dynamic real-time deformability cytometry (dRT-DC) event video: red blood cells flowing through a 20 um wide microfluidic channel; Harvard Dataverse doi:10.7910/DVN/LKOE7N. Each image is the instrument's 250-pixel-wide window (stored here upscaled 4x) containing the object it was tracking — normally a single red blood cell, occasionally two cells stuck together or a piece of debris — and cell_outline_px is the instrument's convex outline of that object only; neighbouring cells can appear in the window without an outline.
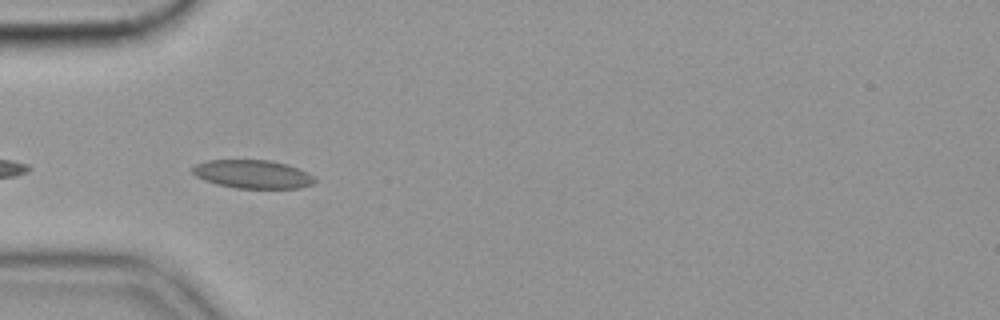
{"species": "common noctule bat (a hibernating species)", "species_latin": "Nyctalus noctula", "temperature_condition": "cold", "stored_images_in_passage": 7, "camera_frame_rate_fps": 3000, "um_per_image_px": 0.085, "animal": {"sex": "female", "body_mass_g": 19.9}, "frame": {"image": 1, "passage_image": 3, "time_ms": 0.667, "image_size_px": [1000, 320], "cell_outline_px": [[316, 180], [312, 184], [300, 188], [236, 188], [216, 184], [204, 180], [196, 176], [192, 172], [192, 168], [196, 164], [208, 160], [272, 160], [296, 168], [312, 176]], "centroid_in_image_um": [21.43, 14.81], "position_along_channel_um": 63.6, "area_um2": 20.0}}